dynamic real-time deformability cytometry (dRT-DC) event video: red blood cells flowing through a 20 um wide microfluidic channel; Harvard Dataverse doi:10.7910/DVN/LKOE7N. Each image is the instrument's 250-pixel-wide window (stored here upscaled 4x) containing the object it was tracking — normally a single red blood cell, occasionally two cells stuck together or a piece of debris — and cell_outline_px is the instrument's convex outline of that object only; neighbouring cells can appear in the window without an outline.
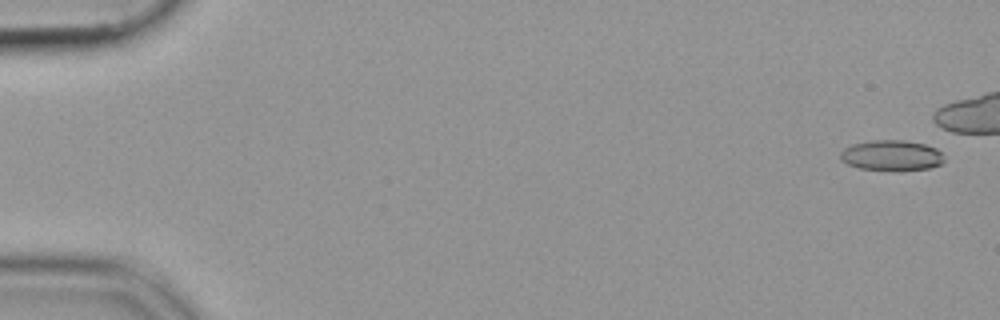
{"species": "common noctule bat (a hibernating species)", "species_latin": "Nyctalus noctula", "temperature_condition": "cold", "stored_images_in_passage": 14, "camera_frame_rate_fps": 3000, "um_per_image_px": 0.085, "animal": {"sex": "female", "body_mass_g": 19.9}, "frame": {"image": 1, "passage_image": 1, "time_ms": 0.0, "image_size_px": [1000, 320], "cell_outline_px": [[936, 164], [920, 168], [872, 168], [872, 144], [916, 144], [932, 148], [936, 152]], "centroid_in_image_um": [76.7, 13.27], "position_along_channel_um": 8.3, "area_um2": 10.46}}